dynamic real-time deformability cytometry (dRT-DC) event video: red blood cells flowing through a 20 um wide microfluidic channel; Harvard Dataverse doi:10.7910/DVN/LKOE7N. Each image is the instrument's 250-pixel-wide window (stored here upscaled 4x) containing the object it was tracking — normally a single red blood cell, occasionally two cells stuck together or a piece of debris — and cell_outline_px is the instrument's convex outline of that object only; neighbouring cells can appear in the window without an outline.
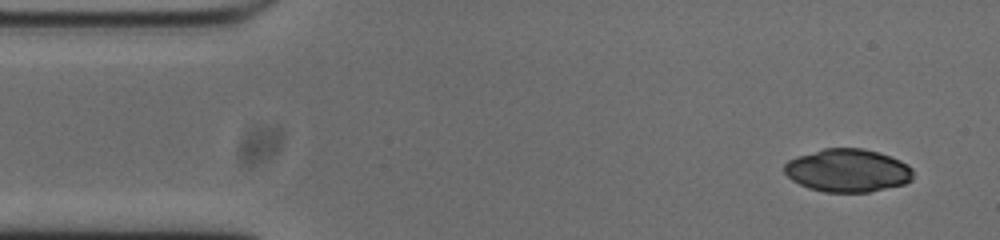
{"species": "common noctule bat (a hibernating species)", "species_latin": "Nyctalus noctula", "temperature_condition": "cold", "stored_images_in_passage": 50, "camera_frame_rate_fps": 3000, "um_per_image_px": 0.085, "animal": {"sex": "male", "body_mass_g": 20.0, "forearm_length_mm": 53.3}, "frame": {"image": 1, "passage_image": 1, "time_ms": 0.0, "image_size_px": [1000, 240], "cell_outline_px": [[912, 180], [904, 184], [868, 192], [824, 192], [808, 188], [792, 180], [784, 172], [784, 164], [788, 160], [824, 148], [860, 148], [876, 152], [900, 160], [908, 164], [912, 168]], "centroid_in_image_um": [72.05, 14.5], "position_along_channel_um": 13.0, "area_um2": 32.08}}